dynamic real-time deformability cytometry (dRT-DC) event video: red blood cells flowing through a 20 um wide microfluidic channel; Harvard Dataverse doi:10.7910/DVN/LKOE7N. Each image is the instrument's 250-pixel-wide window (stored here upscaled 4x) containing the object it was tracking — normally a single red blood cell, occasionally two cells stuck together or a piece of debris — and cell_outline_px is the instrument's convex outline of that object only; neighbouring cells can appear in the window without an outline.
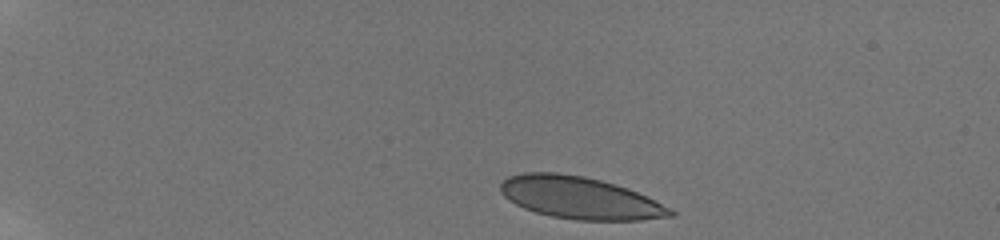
{"species": "human", "species_latin": "Homo sapiens", "temperature_condition": "room temperature", "stored_images_in_passage": 32, "camera_frame_rate_fps": 3000, "um_per_image_px": 0.085, "donor": {"sex": "male"}, "frame": {"image": 1, "passage_image": 1, "time_ms": 0.0, "image_size_px": [1000, 240], "cell_outline_px": [[676, 216], [640, 220], [576, 220], [552, 216], [536, 212], [524, 208], [508, 200], [500, 192], [500, 184], [508, 176], [524, 172], [556, 172], [584, 176], [616, 184], [628, 188], [672, 208], [676, 212]], "centroid_in_image_um": [49.3, 16.81], "position_along_channel_um": 35.7, "area_um2": 41.85}}
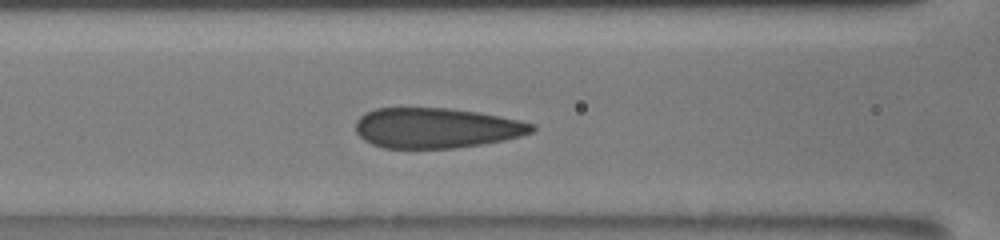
{"frame": {"image": 2, "passage_image": 9, "time_ms": 5.0, "image_size_px": [1000, 240], "cell_outline_px": [[536, 128], [532, 132], [520, 136], [504, 140], [484, 144], [456, 148], [384, 148], [372, 144], [364, 140], [356, 132], [356, 120], [364, 112], [376, 108], [448, 108], [476, 112], [520, 120], [536, 124]], "centroid_in_image_um": [37.08, 10.88], "position_along_channel_um": 129.5, "area_um2": 41.44}}
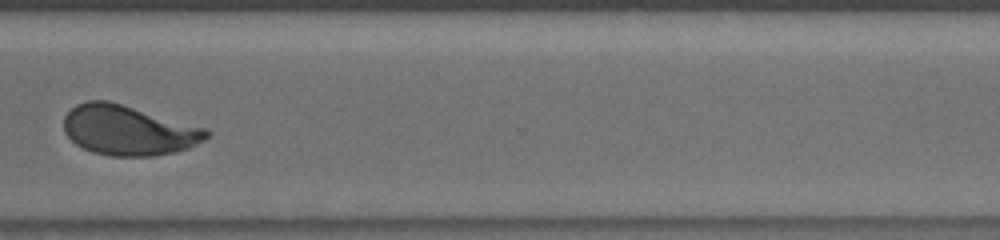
{"frame": {"image": 3, "passage_image": 26, "time_ms": 11.0, "image_size_px": [1000, 240], "cell_outline_px": [[212, 136], [188, 148], [176, 152], [152, 156], [108, 156], [92, 152], [76, 144], [64, 132], [64, 116], [76, 104], [88, 100], [108, 100], [208, 128], [212, 132]], "centroid_in_image_um": [10.95, 11.07], "position_along_channel_um": 359.6, "area_um2": 41.85}, "authors_computed_cell_mechanics": {"area_um2": 42.0206, "velocity_mm_per_s": 3.8297, "shape_relaxation_time_tau1_ms": 5.3733, "shape_relaxation_time_tau2_ms": null, "deformation_change_tau1": 0.1695, "deformation_change_tau2": null}}